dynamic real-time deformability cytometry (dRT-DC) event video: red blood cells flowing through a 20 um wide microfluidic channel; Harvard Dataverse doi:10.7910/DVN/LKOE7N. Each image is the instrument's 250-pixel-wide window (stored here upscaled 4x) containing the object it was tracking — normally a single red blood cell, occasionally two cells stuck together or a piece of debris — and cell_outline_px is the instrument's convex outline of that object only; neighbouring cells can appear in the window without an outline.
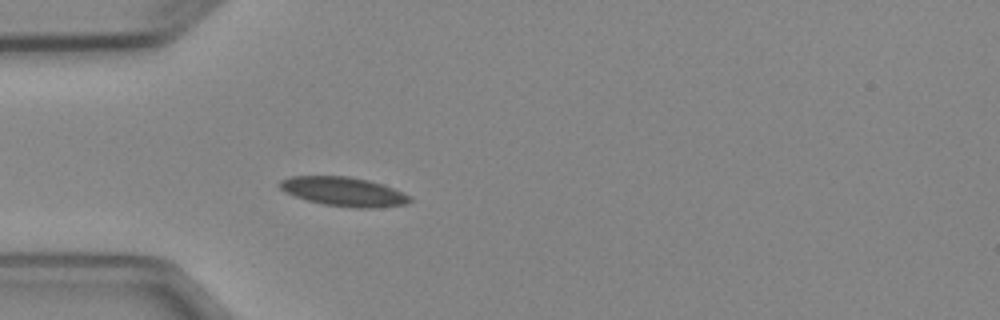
{"species": "Egyptian fruit bat (a non-hibernating species)", "species_latin": "Rousettus aegyptiacus", "temperature_condition": "cold", "stored_images_in_passage": 4, "camera_frame_rate_fps": 3000, "um_per_image_px": 0.085, "animal": {"sex": "female"}, "frame": {"image": 1, "passage_image": 4, "time_ms": 3.667, "image_size_px": [1000, 320], "cell_outline_px": [[412, 200], [408, 204], [376, 208], [352, 208], [324, 204], [308, 200], [296, 196], [280, 188], [280, 180], [292, 176], [348, 176], [368, 180], [392, 188], [408, 196]], "centroid_in_image_um": [29.23, 16.29], "position_along_channel_um": 55.8, "area_um2": 21.73}}